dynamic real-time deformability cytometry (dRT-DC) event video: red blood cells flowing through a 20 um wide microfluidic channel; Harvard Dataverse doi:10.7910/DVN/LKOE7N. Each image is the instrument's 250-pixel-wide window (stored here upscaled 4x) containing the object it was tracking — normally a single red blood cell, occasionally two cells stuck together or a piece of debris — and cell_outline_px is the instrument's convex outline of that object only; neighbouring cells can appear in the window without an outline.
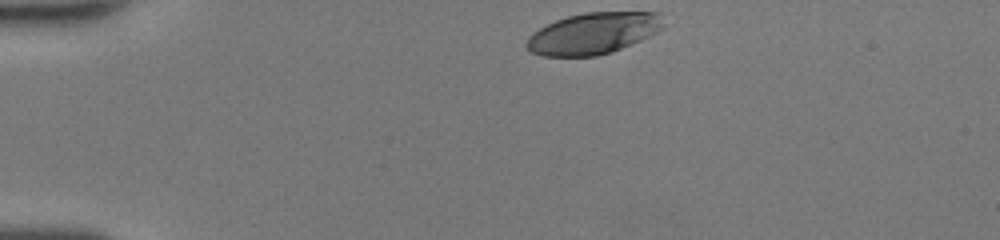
{"species": "human", "species_latin": "Homo sapiens", "temperature_condition": "room temperature", "stored_images_in_passage": 32, "camera_frame_rate_fps": 3000, "um_per_image_px": 0.085, "donor": {"sex": "female"}, "frame": {"image": 1, "passage_image": 1, "time_ms": 0.0, "image_size_px": [1000, 240], "cell_outline_px": [[664, 24], [656, 32], [640, 40], [612, 52], [596, 56], [540, 56], [532, 52], [524, 44], [528, 36], [532, 32], [556, 20], [568, 16], [584, 12], [660, 12]], "centroid_in_image_um": [50.39, 2.83], "position_along_channel_um": 34.6, "area_um2": 32.95}}
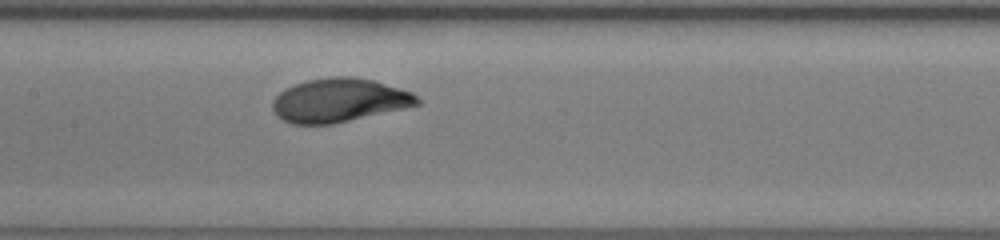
{"frame": {"image": 2, "passage_image": 16, "time_ms": 5.0, "image_size_px": [1000, 240], "cell_outline_px": [[420, 104], [404, 108], [332, 124], [292, 124], [276, 116], [272, 108], [272, 100], [284, 88], [308, 80], [332, 76], [352, 76], [372, 80], [412, 92], [420, 100]], "centroid_in_image_um": [28.79, 8.52], "position_along_channel_um": 178.6, "area_um2": 36.65}}
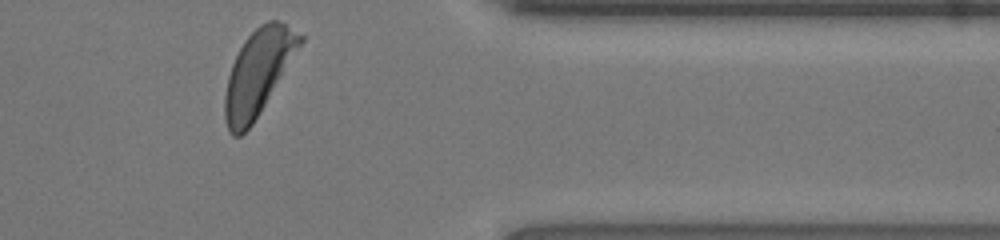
{"frame": {"image": 3, "passage_image": 32, "time_ms": 10.333, "image_size_px": [1000, 240], "cell_outline_px": [[304, 40], [252, 124], [240, 136], [232, 136], [228, 132], [224, 120], [224, 96], [228, 76], [232, 64], [244, 40], [260, 24], [268, 20], [280, 20], [304, 36]], "centroid_in_image_um": [21.91, 6.16], "position_along_channel_um": 389.5, "area_um2": 36.88}, "authors_computed_cell_mechanics": {"area_um2": 35.8649, "velocity_mm_per_s": 4.185, "shape_relaxation_time_tau1_ms": 4.2618, "shape_relaxation_time_tau2_ms": null, "deformation_change_tau1": 0.2116, "deformation_change_tau2": null}}